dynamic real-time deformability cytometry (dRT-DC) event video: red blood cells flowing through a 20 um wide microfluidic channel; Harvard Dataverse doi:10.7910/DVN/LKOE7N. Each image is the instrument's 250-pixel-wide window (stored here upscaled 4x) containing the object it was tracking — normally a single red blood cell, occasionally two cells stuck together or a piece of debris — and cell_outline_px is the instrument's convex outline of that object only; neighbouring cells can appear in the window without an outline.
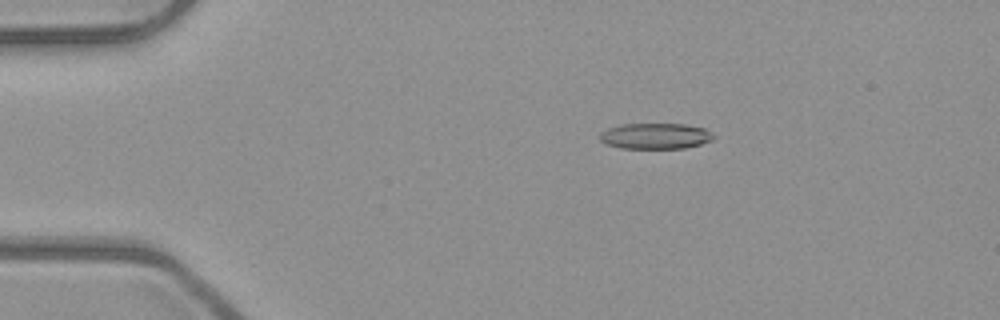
{"species": "common noctule bat (a hibernating species)", "species_latin": "Nyctalus noctula", "temperature_condition": "room temperature", "stored_images_in_passage": 50, "camera_frame_rate_fps": 3000, "um_per_image_px": 0.085, "animal": {"sex": "male", "body_mass_g": 23.1, "forearm_length_mm": 52.7}, "frame": {"image": 1, "passage_image": 8, "time_ms": 2.333, "image_size_px": [1000, 320], "cell_outline_px": [[716, 136], [712, 140], [700, 144], [684, 148], [620, 148], [608, 144], [600, 140], [600, 132], [608, 128], [620, 124], [684, 124], [704, 128], [712, 132]], "centroid_in_image_um": [55.72, 11.56], "position_along_channel_um": 29.3, "area_um2": 17.11}}
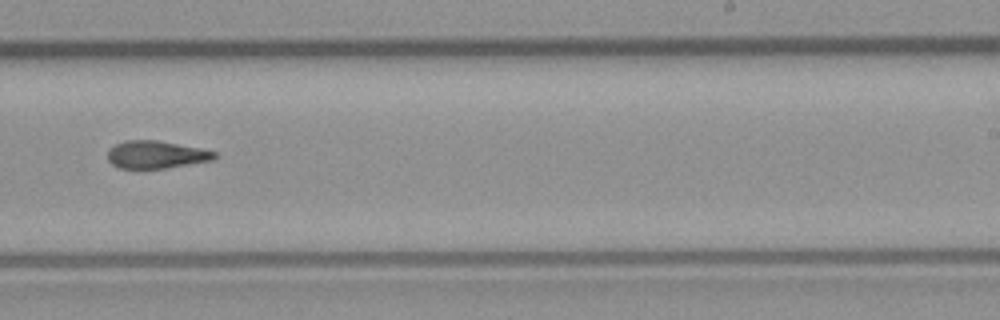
{"frame": {"image": 2, "passage_image": 31, "time_ms": 10.0, "image_size_px": [1000, 320], "cell_outline_px": [[216, 156], [212, 160], [164, 168], [120, 168], [112, 164], [108, 160], [108, 152], [116, 144], [124, 140], [156, 140], [200, 148], [216, 152]], "centroid_in_image_um": [13.25, 13.14], "position_along_channel_um": 275.7, "area_um2": 16.88}}
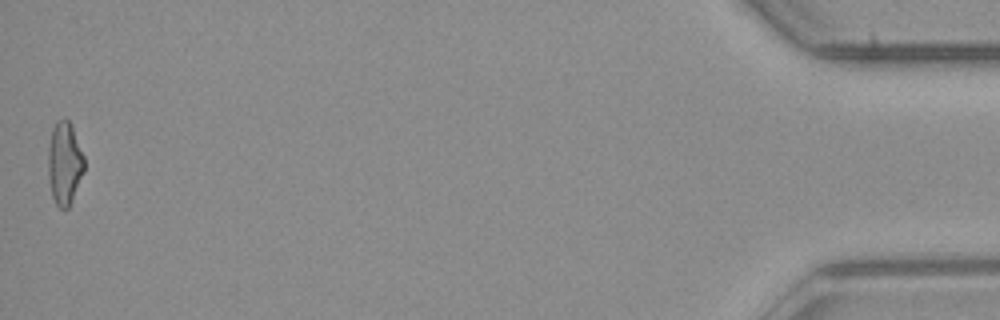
{"frame": {"image": 3, "passage_image": 50, "time_ms": 16.333, "image_size_px": [1000, 320], "cell_outline_px": [[84, 172], [68, 208], [60, 208], [56, 204], [52, 196], [48, 176], [48, 148], [52, 128], [56, 120], [64, 116], [68, 120], [72, 128], [84, 156]], "centroid_in_image_um": [5.47, 13.85], "position_along_channel_um": 429.7, "area_um2": 17.4}, "authors_computed_cell_mechanics": {"area_um2": 17.6868, "velocity_mm_per_s": 3.9998, "shape_relaxation_time_tau1_ms": null, "shape_relaxation_time_tau2_ms": 4.1487, "deformation_change_tau1": null, "deformation_change_tau2": 0.1295}}